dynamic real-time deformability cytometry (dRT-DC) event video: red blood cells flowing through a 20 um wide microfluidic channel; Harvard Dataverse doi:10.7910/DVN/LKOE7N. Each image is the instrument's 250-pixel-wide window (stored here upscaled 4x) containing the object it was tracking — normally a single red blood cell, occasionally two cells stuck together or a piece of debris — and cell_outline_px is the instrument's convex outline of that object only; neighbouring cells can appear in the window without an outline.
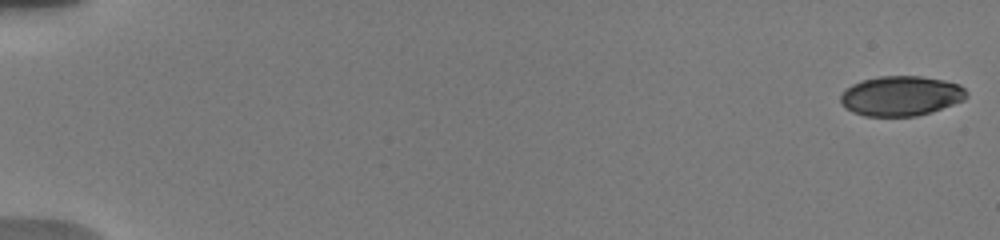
{"species": "human", "species_latin": "Homo sapiens", "temperature_condition": "warm", "stored_images_in_passage": 65, "camera_frame_rate_fps": 3000, "um_per_image_px": 0.085, "donor": {"sex": "male"}, "frame": {"image": 1, "passage_image": 1, "time_ms": 0.0, "image_size_px": [1000, 240], "cell_outline_px": [[968, 96], [964, 100], [932, 112], [916, 116], [864, 116], [852, 112], [844, 108], [840, 104], [840, 96], [844, 88], [860, 80], [880, 76], [920, 76], [944, 80], [960, 84], [968, 92]], "centroid_in_image_um": [76.56, 8.15], "position_along_channel_um": 8.4, "area_um2": 29.71}}
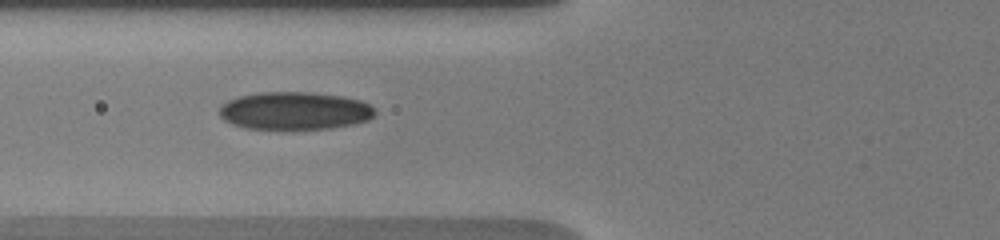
{"frame": {"image": 2, "passage_image": 36, "time_ms": 7.333, "image_size_px": [1000, 240], "cell_outline_px": [[376, 112], [368, 120], [352, 124], [332, 128], [244, 128], [232, 124], [224, 120], [220, 116], [220, 104], [228, 100], [240, 96], [256, 92], [312, 92], [344, 96], [360, 100], [376, 108]], "centroid_in_image_um": [25.04, 9.4], "position_along_channel_um": 100.8, "area_um2": 34.22}}
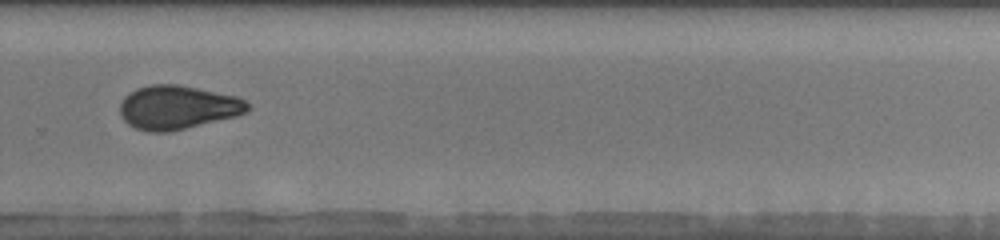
{"frame": {"image": 3, "passage_image": 60, "time_ms": 13.0, "image_size_px": [1000, 240], "cell_outline_px": [[248, 108], [244, 112], [236, 116], [168, 132], [148, 132], [136, 128], [128, 124], [120, 116], [120, 104], [124, 96], [128, 92], [136, 88], [152, 84], [176, 84], [236, 96], [244, 100], [248, 104]], "centroid_in_image_um": [15.03, 9.12], "position_along_channel_um": 314.8, "area_um2": 32.31}}